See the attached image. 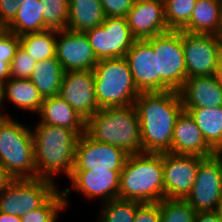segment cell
<instances>
[{"label":"cell","mask_w":222,"mask_h":222,"mask_svg":"<svg viewBox=\"0 0 222 222\" xmlns=\"http://www.w3.org/2000/svg\"><path fill=\"white\" fill-rule=\"evenodd\" d=\"M134 106L140 123L142 152H170L174 126L184 110L179 92H140Z\"/></svg>","instance_id":"cell-1"},{"label":"cell","mask_w":222,"mask_h":222,"mask_svg":"<svg viewBox=\"0 0 222 222\" xmlns=\"http://www.w3.org/2000/svg\"><path fill=\"white\" fill-rule=\"evenodd\" d=\"M34 142L36 178L54 181L61 172L69 178L74 169L79 134L72 129L48 124L31 128Z\"/></svg>","instance_id":"cell-2"},{"label":"cell","mask_w":222,"mask_h":222,"mask_svg":"<svg viewBox=\"0 0 222 222\" xmlns=\"http://www.w3.org/2000/svg\"><path fill=\"white\" fill-rule=\"evenodd\" d=\"M119 198L141 203L164 199L162 153L128 155L120 172Z\"/></svg>","instance_id":"cell-3"},{"label":"cell","mask_w":222,"mask_h":222,"mask_svg":"<svg viewBox=\"0 0 222 222\" xmlns=\"http://www.w3.org/2000/svg\"><path fill=\"white\" fill-rule=\"evenodd\" d=\"M92 139L123 149L127 154L142 153L140 123L134 105L97 110L87 121Z\"/></svg>","instance_id":"cell-4"},{"label":"cell","mask_w":222,"mask_h":222,"mask_svg":"<svg viewBox=\"0 0 222 222\" xmlns=\"http://www.w3.org/2000/svg\"><path fill=\"white\" fill-rule=\"evenodd\" d=\"M3 114L0 115V165L13 179L36 178L31 128L14 120L9 113Z\"/></svg>","instance_id":"cell-5"},{"label":"cell","mask_w":222,"mask_h":222,"mask_svg":"<svg viewBox=\"0 0 222 222\" xmlns=\"http://www.w3.org/2000/svg\"><path fill=\"white\" fill-rule=\"evenodd\" d=\"M93 75L99 109L134 105L140 91L125 57L99 60Z\"/></svg>","instance_id":"cell-6"},{"label":"cell","mask_w":222,"mask_h":222,"mask_svg":"<svg viewBox=\"0 0 222 222\" xmlns=\"http://www.w3.org/2000/svg\"><path fill=\"white\" fill-rule=\"evenodd\" d=\"M157 54V92L179 91L186 81L182 30L146 39Z\"/></svg>","instance_id":"cell-7"},{"label":"cell","mask_w":222,"mask_h":222,"mask_svg":"<svg viewBox=\"0 0 222 222\" xmlns=\"http://www.w3.org/2000/svg\"><path fill=\"white\" fill-rule=\"evenodd\" d=\"M44 178L12 179L0 194V211L21 217L41 207L59 188Z\"/></svg>","instance_id":"cell-8"},{"label":"cell","mask_w":222,"mask_h":222,"mask_svg":"<svg viewBox=\"0 0 222 222\" xmlns=\"http://www.w3.org/2000/svg\"><path fill=\"white\" fill-rule=\"evenodd\" d=\"M185 200L196 212L217 210L222 203V156L219 153L200 162L195 182Z\"/></svg>","instance_id":"cell-9"},{"label":"cell","mask_w":222,"mask_h":222,"mask_svg":"<svg viewBox=\"0 0 222 222\" xmlns=\"http://www.w3.org/2000/svg\"><path fill=\"white\" fill-rule=\"evenodd\" d=\"M186 78L214 75L222 55V42L217 35L194 34L182 30Z\"/></svg>","instance_id":"cell-10"},{"label":"cell","mask_w":222,"mask_h":222,"mask_svg":"<svg viewBox=\"0 0 222 222\" xmlns=\"http://www.w3.org/2000/svg\"><path fill=\"white\" fill-rule=\"evenodd\" d=\"M85 34L98 60L125 57L136 40L126 17H106L101 25Z\"/></svg>","instance_id":"cell-11"},{"label":"cell","mask_w":222,"mask_h":222,"mask_svg":"<svg viewBox=\"0 0 222 222\" xmlns=\"http://www.w3.org/2000/svg\"><path fill=\"white\" fill-rule=\"evenodd\" d=\"M128 155L123 149L94 140L85 132L76 144L73 171L122 170Z\"/></svg>","instance_id":"cell-12"},{"label":"cell","mask_w":222,"mask_h":222,"mask_svg":"<svg viewBox=\"0 0 222 222\" xmlns=\"http://www.w3.org/2000/svg\"><path fill=\"white\" fill-rule=\"evenodd\" d=\"M203 159L199 156L162 153L164 198L185 200L191 192Z\"/></svg>","instance_id":"cell-13"},{"label":"cell","mask_w":222,"mask_h":222,"mask_svg":"<svg viewBox=\"0 0 222 222\" xmlns=\"http://www.w3.org/2000/svg\"><path fill=\"white\" fill-rule=\"evenodd\" d=\"M58 96L87 121L99 110L93 70L64 72Z\"/></svg>","instance_id":"cell-14"},{"label":"cell","mask_w":222,"mask_h":222,"mask_svg":"<svg viewBox=\"0 0 222 222\" xmlns=\"http://www.w3.org/2000/svg\"><path fill=\"white\" fill-rule=\"evenodd\" d=\"M56 57L64 72L93 70L99 62L86 34L67 29L57 30Z\"/></svg>","instance_id":"cell-15"},{"label":"cell","mask_w":222,"mask_h":222,"mask_svg":"<svg viewBox=\"0 0 222 222\" xmlns=\"http://www.w3.org/2000/svg\"><path fill=\"white\" fill-rule=\"evenodd\" d=\"M126 20L136 40H144L169 30L163 0H135Z\"/></svg>","instance_id":"cell-16"},{"label":"cell","mask_w":222,"mask_h":222,"mask_svg":"<svg viewBox=\"0 0 222 222\" xmlns=\"http://www.w3.org/2000/svg\"><path fill=\"white\" fill-rule=\"evenodd\" d=\"M122 170L73 171L69 180L77 192L89 199L102 198V203L119 198Z\"/></svg>","instance_id":"cell-17"},{"label":"cell","mask_w":222,"mask_h":222,"mask_svg":"<svg viewBox=\"0 0 222 222\" xmlns=\"http://www.w3.org/2000/svg\"><path fill=\"white\" fill-rule=\"evenodd\" d=\"M125 58L137 89L140 92H157V54L146 40H135Z\"/></svg>","instance_id":"cell-18"},{"label":"cell","mask_w":222,"mask_h":222,"mask_svg":"<svg viewBox=\"0 0 222 222\" xmlns=\"http://www.w3.org/2000/svg\"><path fill=\"white\" fill-rule=\"evenodd\" d=\"M170 153L206 158L217 152L206 142L190 114L183 110L174 126Z\"/></svg>","instance_id":"cell-19"},{"label":"cell","mask_w":222,"mask_h":222,"mask_svg":"<svg viewBox=\"0 0 222 222\" xmlns=\"http://www.w3.org/2000/svg\"><path fill=\"white\" fill-rule=\"evenodd\" d=\"M178 92L183 108L222 106V87L214 75L186 78Z\"/></svg>","instance_id":"cell-20"},{"label":"cell","mask_w":222,"mask_h":222,"mask_svg":"<svg viewBox=\"0 0 222 222\" xmlns=\"http://www.w3.org/2000/svg\"><path fill=\"white\" fill-rule=\"evenodd\" d=\"M37 124H48L75 130L79 135L86 131V120L59 96L43 99Z\"/></svg>","instance_id":"cell-21"},{"label":"cell","mask_w":222,"mask_h":222,"mask_svg":"<svg viewBox=\"0 0 222 222\" xmlns=\"http://www.w3.org/2000/svg\"><path fill=\"white\" fill-rule=\"evenodd\" d=\"M222 19V0H197L188 24V33L217 35Z\"/></svg>","instance_id":"cell-22"},{"label":"cell","mask_w":222,"mask_h":222,"mask_svg":"<svg viewBox=\"0 0 222 222\" xmlns=\"http://www.w3.org/2000/svg\"><path fill=\"white\" fill-rule=\"evenodd\" d=\"M105 18L100 0H69L66 29L85 33L101 25Z\"/></svg>","instance_id":"cell-23"},{"label":"cell","mask_w":222,"mask_h":222,"mask_svg":"<svg viewBox=\"0 0 222 222\" xmlns=\"http://www.w3.org/2000/svg\"><path fill=\"white\" fill-rule=\"evenodd\" d=\"M9 100L24 111L38 113L43 98L30 79L10 78L2 84V102Z\"/></svg>","instance_id":"cell-24"},{"label":"cell","mask_w":222,"mask_h":222,"mask_svg":"<svg viewBox=\"0 0 222 222\" xmlns=\"http://www.w3.org/2000/svg\"><path fill=\"white\" fill-rule=\"evenodd\" d=\"M64 70L57 57L36 62L29 78L42 98L58 96Z\"/></svg>","instance_id":"cell-25"},{"label":"cell","mask_w":222,"mask_h":222,"mask_svg":"<svg viewBox=\"0 0 222 222\" xmlns=\"http://www.w3.org/2000/svg\"><path fill=\"white\" fill-rule=\"evenodd\" d=\"M18 6L17 14L5 27L6 30L20 37L28 33L49 29L43 20L44 8L40 0H25Z\"/></svg>","instance_id":"cell-26"},{"label":"cell","mask_w":222,"mask_h":222,"mask_svg":"<svg viewBox=\"0 0 222 222\" xmlns=\"http://www.w3.org/2000/svg\"><path fill=\"white\" fill-rule=\"evenodd\" d=\"M184 110L196 122L206 142L218 153L222 149V106Z\"/></svg>","instance_id":"cell-27"},{"label":"cell","mask_w":222,"mask_h":222,"mask_svg":"<svg viewBox=\"0 0 222 222\" xmlns=\"http://www.w3.org/2000/svg\"><path fill=\"white\" fill-rule=\"evenodd\" d=\"M56 29L28 33L19 37L20 46L36 62L56 56Z\"/></svg>","instance_id":"cell-28"},{"label":"cell","mask_w":222,"mask_h":222,"mask_svg":"<svg viewBox=\"0 0 222 222\" xmlns=\"http://www.w3.org/2000/svg\"><path fill=\"white\" fill-rule=\"evenodd\" d=\"M70 192V188L58 189L41 207L22 215L21 222H57L59 211L68 206Z\"/></svg>","instance_id":"cell-29"},{"label":"cell","mask_w":222,"mask_h":222,"mask_svg":"<svg viewBox=\"0 0 222 222\" xmlns=\"http://www.w3.org/2000/svg\"><path fill=\"white\" fill-rule=\"evenodd\" d=\"M140 204L141 202L134 200L112 199L101 204L103 206L97 222H134Z\"/></svg>","instance_id":"cell-30"},{"label":"cell","mask_w":222,"mask_h":222,"mask_svg":"<svg viewBox=\"0 0 222 222\" xmlns=\"http://www.w3.org/2000/svg\"><path fill=\"white\" fill-rule=\"evenodd\" d=\"M197 0H163L169 30L181 31L189 22Z\"/></svg>","instance_id":"cell-31"},{"label":"cell","mask_w":222,"mask_h":222,"mask_svg":"<svg viewBox=\"0 0 222 222\" xmlns=\"http://www.w3.org/2000/svg\"><path fill=\"white\" fill-rule=\"evenodd\" d=\"M160 222H194L196 210L182 199H167L160 201Z\"/></svg>","instance_id":"cell-32"},{"label":"cell","mask_w":222,"mask_h":222,"mask_svg":"<svg viewBox=\"0 0 222 222\" xmlns=\"http://www.w3.org/2000/svg\"><path fill=\"white\" fill-rule=\"evenodd\" d=\"M44 8L43 20L49 29H66L69 0H40Z\"/></svg>","instance_id":"cell-33"},{"label":"cell","mask_w":222,"mask_h":222,"mask_svg":"<svg viewBox=\"0 0 222 222\" xmlns=\"http://www.w3.org/2000/svg\"><path fill=\"white\" fill-rule=\"evenodd\" d=\"M35 67L36 61L19 46L10 64V78L29 79Z\"/></svg>","instance_id":"cell-34"},{"label":"cell","mask_w":222,"mask_h":222,"mask_svg":"<svg viewBox=\"0 0 222 222\" xmlns=\"http://www.w3.org/2000/svg\"><path fill=\"white\" fill-rule=\"evenodd\" d=\"M19 46V36L6 29L3 30L0 33V60L11 64Z\"/></svg>","instance_id":"cell-35"},{"label":"cell","mask_w":222,"mask_h":222,"mask_svg":"<svg viewBox=\"0 0 222 222\" xmlns=\"http://www.w3.org/2000/svg\"><path fill=\"white\" fill-rule=\"evenodd\" d=\"M106 17H126L135 0H100Z\"/></svg>","instance_id":"cell-36"},{"label":"cell","mask_w":222,"mask_h":222,"mask_svg":"<svg viewBox=\"0 0 222 222\" xmlns=\"http://www.w3.org/2000/svg\"><path fill=\"white\" fill-rule=\"evenodd\" d=\"M160 202L141 203L136 210L134 222H160Z\"/></svg>","instance_id":"cell-37"},{"label":"cell","mask_w":222,"mask_h":222,"mask_svg":"<svg viewBox=\"0 0 222 222\" xmlns=\"http://www.w3.org/2000/svg\"><path fill=\"white\" fill-rule=\"evenodd\" d=\"M25 0H0V22L6 27L16 16L18 4Z\"/></svg>","instance_id":"cell-38"},{"label":"cell","mask_w":222,"mask_h":222,"mask_svg":"<svg viewBox=\"0 0 222 222\" xmlns=\"http://www.w3.org/2000/svg\"><path fill=\"white\" fill-rule=\"evenodd\" d=\"M194 222H221L216 211L196 212Z\"/></svg>","instance_id":"cell-39"},{"label":"cell","mask_w":222,"mask_h":222,"mask_svg":"<svg viewBox=\"0 0 222 222\" xmlns=\"http://www.w3.org/2000/svg\"><path fill=\"white\" fill-rule=\"evenodd\" d=\"M10 79V63L0 60V84Z\"/></svg>","instance_id":"cell-40"},{"label":"cell","mask_w":222,"mask_h":222,"mask_svg":"<svg viewBox=\"0 0 222 222\" xmlns=\"http://www.w3.org/2000/svg\"><path fill=\"white\" fill-rule=\"evenodd\" d=\"M12 179L13 178L0 165V194L6 189Z\"/></svg>","instance_id":"cell-41"},{"label":"cell","mask_w":222,"mask_h":222,"mask_svg":"<svg viewBox=\"0 0 222 222\" xmlns=\"http://www.w3.org/2000/svg\"><path fill=\"white\" fill-rule=\"evenodd\" d=\"M0 222H21L20 217L0 211Z\"/></svg>","instance_id":"cell-42"},{"label":"cell","mask_w":222,"mask_h":222,"mask_svg":"<svg viewBox=\"0 0 222 222\" xmlns=\"http://www.w3.org/2000/svg\"><path fill=\"white\" fill-rule=\"evenodd\" d=\"M214 76L217 82L219 83V85L222 87V55L220 56L219 61L217 63Z\"/></svg>","instance_id":"cell-43"},{"label":"cell","mask_w":222,"mask_h":222,"mask_svg":"<svg viewBox=\"0 0 222 222\" xmlns=\"http://www.w3.org/2000/svg\"><path fill=\"white\" fill-rule=\"evenodd\" d=\"M216 213L218 214L220 221L222 222V203L217 208Z\"/></svg>","instance_id":"cell-44"},{"label":"cell","mask_w":222,"mask_h":222,"mask_svg":"<svg viewBox=\"0 0 222 222\" xmlns=\"http://www.w3.org/2000/svg\"><path fill=\"white\" fill-rule=\"evenodd\" d=\"M4 102H2V84H0V109ZM2 110L0 111V115H2Z\"/></svg>","instance_id":"cell-45"},{"label":"cell","mask_w":222,"mask_h":222,"mask_svg":"<svg viewBox=\"0 0 222 222\" xmlns=\"http://www.w3.org/2000/svg\"><path fill=\"white\" fill-rule=\"evenodd\" d=\"M218 37H219L220 41L222 42V19H221V27H220V32L218 34Z\"/></svg>","instance_id":"cell-46"},{"label":"cell","mask_w":222,"mask_h":222,"mask_svg":"<svg viewBox=\"0 0 222 222\" xmlns=\"http://www.w3.org/2000/svg\"><path fill=\"white\" fill-rule=\"evenodd\" d=\"M5 30V26L0 22V33Z\"/></svg>","instance_id":"cell-47"},{"label":"cell","mask_w":222,"mask_h":222,"mask_svg":"<svg viewBox=\"0 0 222 222\" xmlns=\"http://www.w3.org/2000/svg\"><path fill=\"white\" fill-rule=\"evenodd\" d=\"M218 153L222 156V149Z\"/></svg>","instance_id":"cell-48"}]
</instances>
